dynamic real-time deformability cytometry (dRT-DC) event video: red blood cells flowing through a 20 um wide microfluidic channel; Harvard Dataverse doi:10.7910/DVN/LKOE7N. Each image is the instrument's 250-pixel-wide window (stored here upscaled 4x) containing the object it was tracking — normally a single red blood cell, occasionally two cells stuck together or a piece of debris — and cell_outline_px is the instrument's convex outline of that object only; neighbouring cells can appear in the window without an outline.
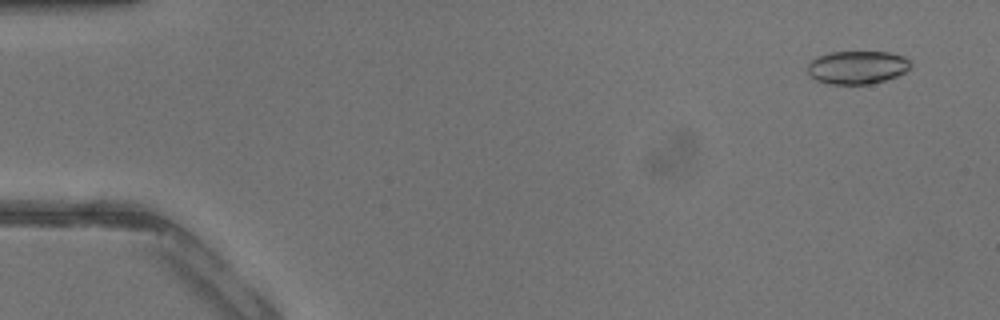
{"species": "common noctule bat (a hibernating species)", "species_latin": "Nyctalus noctula", "temperature_condition": "warm", "stored_images_in_passage": 42, "camera_frame_rate_fps": 3000, "um_per_image_px": 0.085, "animal": {"sex": "male", "body_mass_g": 13.3}, "frame": {"image": 1, "passage_image": 3, "time_ms": 0.667, "image_size_px": [1000, 320], "cell_outline_px": [[912, 64], [904, 72], [896, 76], [872, 84], [828, 84], [816, 80], [808, 72], [808, 64], [816, 56], [832, 52], [888, 52], [904, 56]], "centroid_in_image_um": [72.85, 5.72], "position_along_channel_um": 12.1, "area_um2": 19.83}}
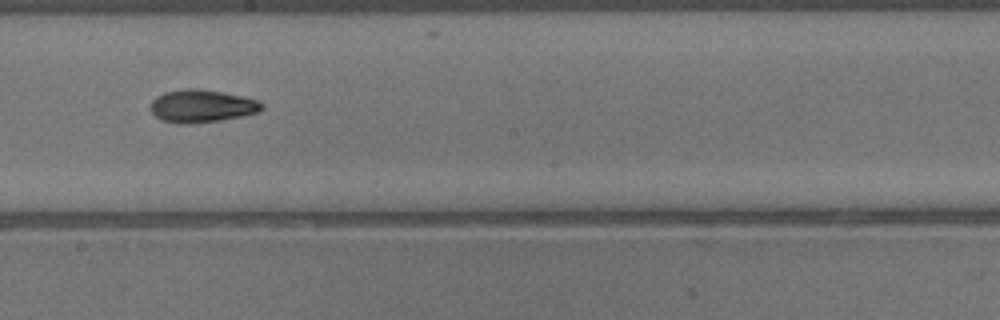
{"frame": {"image": 2, "passage_image": 24, "time_ms": 7.667, "image_size_px": [1000, 320], "cell_outline_px": [[264, 108], [260, 112], [244, 116], [220, 120], [192, 124], [176, 124], [160, 120], [152, 112], [152, 100], [156, 96], [164, 92], [184, 88], [196, 88], [224, 92], [260, 100], [264, 104]], "centroid_in_image_um": [17.19, 9.02], "position_along_channel_um": 231.0, "area_um2": 21.62}}
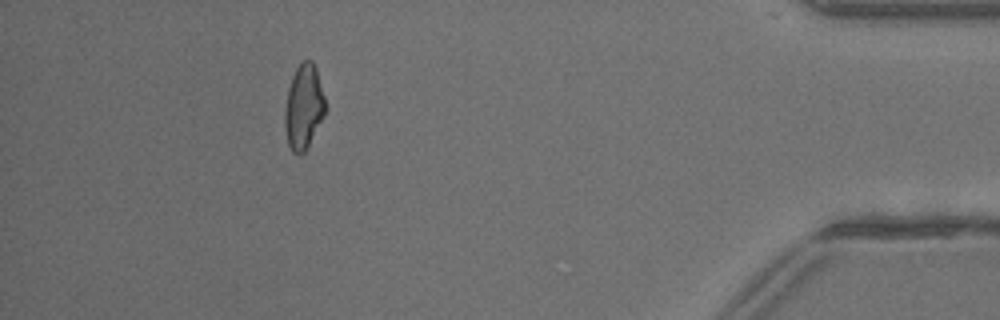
{"frame": {"image": 3, "passage_image": 38, "time_ms": 12.333, "image_size_px": [1000, 320], "cell_outline_px": [[324, 116], [304, 152], [292, 152], [288, 144], [284, 124], [284, 112], [288, 88], [292, 76], [296, 68], [304, 60], [312, 60], [316, 68], [324, 96]], "centroid_in_image_um": [25.79, 9.06], "position_along_channel_um": 409.4, "area_um2": 19.59}}